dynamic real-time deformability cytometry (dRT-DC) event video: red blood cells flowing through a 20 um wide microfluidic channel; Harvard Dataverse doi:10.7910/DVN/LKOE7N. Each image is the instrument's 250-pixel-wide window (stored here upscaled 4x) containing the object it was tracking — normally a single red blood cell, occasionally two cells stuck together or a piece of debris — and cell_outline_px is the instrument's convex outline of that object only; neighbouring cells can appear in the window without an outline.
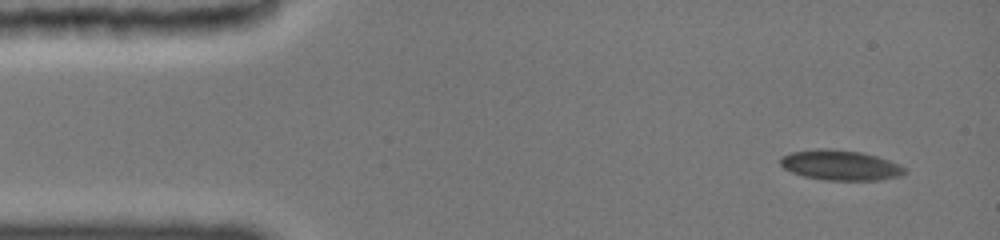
{"species": "common noctule bat (a hibernating species)", "species_latin": "Nyctalus noctula", "temperature_condition": "cold", "stored_images_in_passage": 9, "camera_frame_rate_fps": 3000, "um_per_image_px": 0.085, "animal": {"sex": "female", "body_mass_g": 19.0, "forearm_length_mm": 51.5}, "frame": {"image": 1, "passage_image": 1, "time_ms": 0.0, "image_size_px": [1000, 240], "cell_outline_px": [[908, 172], [900, 176], [880, 180], [824, 180], [804, 176], [792, 172], [784, 168], [780, 164], [780, 160], [784, 156], [792, 152], [860, 152], [876, 156], [900, 164], [908, 168]], "centroid_in_image_um": [71.56, 14.11], "position_along_channel_um": 13.4, "area_um2": 20.75}}
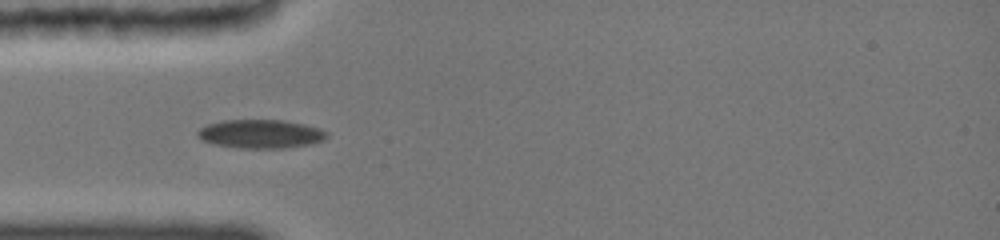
{"frame": {"image": 2, "passage_image": 6, "time_ms": 3.667, "image_size_px": [1000, 240], "cell_outline_px": [[324, 136], [320, 140], [304, 144], [284, 148], [240, 148], [216, 144], [204, 140], [196, 132], [200, 128], [208, 124], [224, 120], [280, 120], [304, 124], [316, 128], [324, 132]], "centroid_in_image_um": [22.06, 11.37], "position_along_channel_um": 62.9, "area_um2": 20.75}}
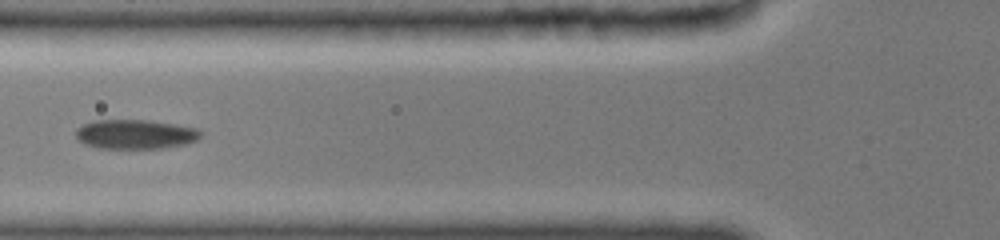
{"frame": {"image": 3, "passage_image": 8, "time_ms": 5.0, "image_size_px": [1000, 240], "cell_outline_px": [[200, 136], [196, 140], [184, 144], [164, 148], [100, 148], [88, 144], [80, 140], [76, 136], [76, 132], [84, 124], [100, 120], [148, 120], [196, 128], [200, 132]], "centroid_in_image_um": [11.53, 11.41], "position_along_channel_um": 114.3, "area_um2": 20.81}}